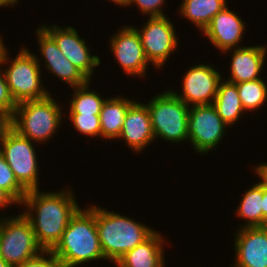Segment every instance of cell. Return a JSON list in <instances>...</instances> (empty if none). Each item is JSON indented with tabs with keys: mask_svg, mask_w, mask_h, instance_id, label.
<instances>
[{
	"mask_svg": "<svg viewBox=\"0 0 267 267\" xmlns=\"http://www.w3.org/2000/svg\"><path fill=\"white\" fill-rule=\"evenodd\" d=\"M40 26L55 40L62 54L90 81L93 80L94 72H97L94 70L96 67L99 68L102 60L99 56L91 54V46L87 45L86 38L80 37L73 26H50L45 23Z\"/></svg>",
	"mask_w": 267,
	"mask_h": 267,
	"instance_id": "7c38bea8",
	"label": "cell"
},
{
	"mask_svg": "<svg viewBox=\"0 0 267 267\" xmlns=\"http://www.w3.org/2000/svg\"><path fill=\"white\" fill-rule=\"evenodd\" d=\"M122 96H109L105 100L100 111L101 123V140H115L118 139L125 120V114L130 105L135 101V98ZM132 100H131V99Z\"/></svg>",
	"mask_w": 267,
	"mask_h": 267,
	"instance_id": "ffe728a7",
	"label": "cell"
},
{
	"mask_svg": "<svg viewBox=\"0 0 267 267\" xmlns=\"http://www.w3.org/2000/svg\"><path fill=\"white\" fill-rule=\"evenodd\" d=\"M182 76V91L170 90L189 107L195 105H210L214 102L223 74L213 65L205 63L194 64Z\"/></svg>",
	"mask_w": 267,
	"mask_h": 267,
	"instance_id": "8fae6325",
	"label": "cell"
},
{
	"mask_svg": "<svg viewBox=\"0 0 267 267\" xmlns=\"http://www.w3.org/2000/svg\"><path fill=\"white\" fill-rule=\"evenodd\" d=\"M12 129V114L0 107V144Z\"/></svg>",
	"mask_w": 267,
	"mask_h": 267,
	"instance_id": "4dcf8cb0",
	"label": "cell"
},
{
	"mask_svg": "<svg viewBox=\"0 0 267 267\" xmlns=\"http://www.w3.org/2000/svg\"><path fill=\"white\" fill-rule=\"evenodd\" d=\"M146 20L142 28L133 27L140 36L147 60L158 70L165 67L164 64L171 54H175L179 47V38L170 17H148Z\"/></svg>",
	"mask_w": 267,
	"mask_h": 267,
	"instance_id": "30bf717a",
	"label": "cell"
},
{
	"mask_svg": "<svg viewBox=\"0 0 267 267\" xmlns=\"http://www.w3.org/2000/svg\"><path fill=\"white\" fill-rule=\"evenodd\" d=\"M217 113L230 128L244 116L237 85L223 79L219 83L218 92L212 103Z\"/></svg>",
	"mask_w": 267,
	"mask_h": 267,
	"instance_id": "44dd1931",
	"label": "cell"
},
{
	"mask_svg": "<svg viewBox=\"0 0 267 267\" xmlns=\"http://www.w3.org/2000/svg\"><path fill=\"white\" fill-rule=\"evenodd\" d=\"M0 267H13L12 265L6 263L1 257H0Z\"/></svg>",
	"mask_w": 267,
	"mask_h": 267,
	"instance_id": "74e56055",
	"label": "cell"
},
{
	"mask_svg": "<svg viewBox=\"0 0 267 267\" xmlns=\"http://www.w3.org/2000/svg\"><path fill=\"white\" fill-rule=\"evenodd\" d=\"M246 22L227 5L219 11L201 32L220 53L244 47ZM244 35V36H243ZM244 37V38H243Z\"/></svg>",
	"mask_w": 267,
	"mask_h": 267,
	"instance_id": "9a60e30c",
	"label": "cell"
},
{
	"mask_svg": "<svg viewBox=\"0 0 267 267\" xmlns=\"http://www.w3.org/2000/svg\"><path fill=\"white\" fill-rule=\"evenodd\" d=\"M15 267H65V265L51 250H43L37 256Z\"/></svg>",
	"mask_w": 267,
	"mask_h": 267,
	"instance_id": "f1b7e54d",
	"label": "cell"
},
{
	"mask_svg": "<svg viewBox=\"0 0 267 267\" xmlns=\"http://www.w3.org/2000/svg\"><path fill=\"white\" fill-rule=\"evenodd\" d=\"M254 174L260 178L261 181L267 185V163L262 162L260 164L254 165Z\"/></svg>",
	"mask_w": 267,
	"mask_h": 267,
	"instance_id": "d6a6232c",
	"label": "cell"
},
{
	"mask_svg": "<svg viewBox=\"0 0 267 267\" xmlns=\"http://www.w3.org/2000/svg\"><path fill=\"white\" fill-rule=\"evenodd\" d=\"M68 186L52 192H43L40 188L28 190L19 205L43 250H52L56 246L69 220L80 208L74 191Z\"/></svg>",
	"mask_w": 267,
	"mask_h": 267,
	"instance_id": "6da1fadb",
	"label": "cell"
},
{
	"mask_svg": "<svg viewBox=\"0 0 267 267\" xmlns=\"http://www.w3.org/2000/svg\"><path fill=\"white\" fill-rule=\"evenodd\" d=\"M51 251L65 267H79L97 260L105 261L96 227L95 204L77 210L69 220L60 241Z\"/></svg>",
	"mask_w": 267,
	"mask_h": 267,
	"instance_id": "7a4b0ae2",
	"label": "cell"
},
{
	"mask_svg": "<svg viewBox=\"0 0 267 267\" xmlns=\"http://www.w3.org/2000/svg\"><path fill=\"white\" fill-rule=\"evenodd\" d=\"M3 38L0 36V68L2 67L4 56L8 51L7 46L5 45Z\"/></svg>",
	"mask_w": 267,
	"mask_h": 267,
	"instance_id": "e575fe53",
	"label": "cell"
},
{
	"mask_svg": "<svg viewBox=\"0 0 267 267\" xmlns=\"http://www.w3.org/2000/svg\"><path fill=\"white\" fill-rule=\"evenodd\" d=\"M263 226H267V185L262 182Z\"/></svg>",
	"mask_w": 267,
	"mask_h": 267,
	"instance_id": "836d02e7",
	"label": "cell"
},
{
	"mask_svg": "<svg viewBox=\"0 0 267 267\" xmlns=\"http://www.w3.org/2000/svg\"><path fill=\"white\" fill-rule=\"evenodd\" d=\"M163 233L155 231L143 243L126 252L115 264L116 267H166L164 252L167 245ZM165 246V247H164Z\"/></svg>",
	"mask_w": 267,
	"mask_h": 267,
	"instance_id": "d6986e66",
	"label": "cell"
},
{
	"mask_svg": "<svg viewBox=\"0 0 267 267\" xmlns=\"http://www.w3.org/2000/svg\"><path fill=\"white\" fill-rule=\"evenodd\" d=\"M229 76L226 79L232 83H243L264 77V65L267 58V45H246L241 48L229 49L223 55H230ZM261 75V76H260Z\"/></svg>",
	"mask_w": 267,
	"mask_h": 267,
	"instance_id": "ac0fdd59",
	"label": "cell"
},
{
	"mask_svg": "<svg viewBox=\"0 0 267 267\" xmlns=\"http://www.w3.org/2000/svg\"><path fill=\"white\" fill-rule=\"evenodd\" d=\"M95 218L102 252L105 260L112 264H116L126 252L143 243L156 231L130 216L96 204Z\"/></svg>",
	"mask_w": 267,
	"mask_h": 267,
	"instance_id": "3957f363",
	"label": "cell"
},
{
	"mask_svg": "<svg viewBox=\"0 0 267 267\" xmlns=\"http://www.w3.org/2000/svg\"><path fill=\"white\" fill-rule=\"evenodd\" d=\"M34 33L37 37L40 55L33 54L43 72L45 71L44 69H47L48 73L52 74L53 77L56 76L59 81L66 83V85L71 88L83 86L90 82V80L62 54L55 40L41 26H38ZM38 56H40L41 59ZM41 60L44 61L42 64L43 66H41ZM42 67L44 69H42Z\"/></svg>",
	"mask_w": 267,
	"mask_h": 267,
	"instance_id": "5bb4252c",
	"label": "cell"
},
{
	"mask_svg": "<svg viewBox=\"0 0 267 267\" xmlns=\"http://www.w3.org/2000/svg\"><path fill=\"white\" fill-rule=\"evenodd\" d=\"M107 1V0H106ZM111 1L110 3H113L115 5H118L119 7H124L126 0H108Z\"/></svg>",
	"mask_w": 267,
	"mask_h": 267,
	"instance_id": "8d00e7d4",
	"label": "cell"
},
{
	"mask_svg": "<svg viewBox=\"0 0 267 267\" xmlns=\"http://www.w3.org/2000/svg\"><path fill=\"white\" fill-rule=\"evenodd\" d=\"M228 126L217 113L213 104L190 106L187 133L188 143L201 156L209 154L225 138Z\"/></svg>",
	"mask_w": 267,
	"mask_h": 267,
	"instance_id": "9c48e42d",
	"label": "cell"
},
{
	"mask_svg": "<svg viewBox=\"0 0 267 267\" xmlns=\"http://www.w3.org/2000/svg\"><path fill=\"white\" fill-rule=\"evenodd\" d=\"M90 81L87 84L79 87H73L72 97L69 101V109L66 111L68 115H99L102 106L107 99L101 97V93L98 94L95 90H91ZM90 86V87H89ZM69 112V113H68Z\"/></svg>",
	"mask_w": 267,
	"mask_h": 267,
	"instance_id": "cb8c5ba5",
	"label": "cell"
},
{
	"mask_svg": "<svg viewBox=\"0 0 267 267\" xmlns=\"http://www.w3.org/2000/svg\"><path fill=\"white\" fill-rule=\"evenodd\" d=\"M120 27L109 37L110 53L123 73L130 78L137 76L143 79L148 74L150 63L145 56L140 36L133 24Z\"/></svg>",
	"mask_w": 267,
	"mask_h": 267,
	"instance_id": "4fadbf2b",
	"label": "cell"
},
{
	"mask_svg": "<svg viewBox=\"0 0 267 267\" xmlns=\"http://www.w3.org/2000/svg\"><path fill=\"white\" fill-rule=\"evenodd\" d=\"M0 215V257L13 267L22 264L43 249L38 244L30 221L22 214Z\"/></svg>",
	"mask_w": 267,
	"mask_h": 267,
	"instance_id": "52a82bcc",
	"label": "cell"
},
{
	"mask_svg": "<svg viewBox=\"0 0 267 267\" xmlns=\"http://www.w3.org/2000/svg\"><path fill=\"white\" fill-rule=\"evenodd\" d=\"M0 188L7 191L19 204L22 203L27 190L17 181L14 172L0 152Z\"/></svg>",
	"mask_w": 267,
	"mask_h": 267,
	"instance_id": "484cf974",
	"label": "cell"
},
{
	"mask_svg": "<svg viewBox=\"0 0 267 267\" xmlns=\"http://www.w3.org/2000/svg\"><path fill=\"white\" fill-rule=\"evenodd\" d=\"M181 2L178 7L180 17L189 20L200 33L228 4V0H182Z\"/></svg>",
	"mask_w": 267,
	"mask_h": 267,
	"instance_id": "7402d4cb",
	"label": "cell"
},
{
	"mask_svg": "<svg viewBox=\"0 0 267 267\" xmlns=\"http://www.w3.org/2000/svg\"><path fill=\"white\" fill-rule=\"evenodd\" d=\"M20 2V0H0V8H7L12 6L15 7L18 3Z\"/></svg>",
	"mask_w": 267,
	"mask_h": 267,
	"instance_id": "d590c367",
	"label": "cell"
},
{
	"mask_svg": "<svg viewBox=\"0 0 267 267\" xmlns=\"http://www.w3.org/2000/svg\"><path fill=\"white\" fill-rule=\"evenodd\" d=\"M70 124L75 131L88 138H101V123L99 115H68Z\"/></svg>",
	"mask_w": 267,
	"mask_h": 267,
	"instance_id": "4316f807",
	"label": "cell"
},
{
	"mask_svg": "<svg viewBox=\"0 0 267 267\" xmlns=\"http://www.w3.org/2000/svg\"><path fill=\"white\" fill-rule=\"evenodd\" d=\"M265 80L260 78L236 84L242 107L246 113H255L266 105L267 82Z\"/></svg>",
	"mask_w": 267,
	"mask_h": 267,
	"instance_id": "d4e9b609",
	"label": "cell"
},
{
	"mask_svg": "<svg viewBox=\"0 0 267 267\" xmlns=\"http://www.w3.org/2000/svg\"><path fill=\"white\" fill-rule=\"evenodd\" d=\"M125 142L132 153H142L148 145L155 142L151 117L147 105L137 99L130 105L121 133L117 139Z\"/></svg>",
	"mask_w": 267,
	"mask_h": 267,
	"instance_id": "e0dca14e",
	"label": "cell"
},
{
	"mask_svg": "<svg viewBox=\"0 0 267 267\" xmlns=\"http://www.w3.org/2000/svg\"><path fill=\"white\" fill-rule=\"evenodd\" d=\"M230 267H267V226L236 228Z\"/></svg>",
	"mask_w": 267,
	"mask_h": 267,
	"instance_id": "2e32d148",
	"label": "cell"
},
{
	"mask_svg": "<svg viewBox=\"0 0 267 267\" xmlns=\"http://www.w3.org/2000/svg\"><path fill=\"white\" fill-rule=\"evenodd\" d=\"M52 96L51 92L46 98L18 103L12 114V129L39 144L53 139L66 116L62 104Z\"/></svg>",
	"mask_w": 267,
	"mask_h": 267,
	"instance_id": "277c9868",
	"label": "cell"
},
{
	"mask_svg": "<svg viewBox=\"0 0 267 267\" xmlns=\"http://www.w3.org/2000/svg\"><path fill=\"white\" fill-rule=\"evenodd\" d=\"M9 51L3 60V71L12 97L18 104L27 100L46 98L50 91L44 85L43 72L32 50L20 47L18 54L11 58ZM6 65V66H5Z\"/></svg>",
	"mask_w": 267,
	"mask_h": 267,
	"instance_id": "5b68a950",
	"label": "cell"
},
{
	"mask_svg": "<svg viewBox=\"0 0 267 267\" xmlns=\"http://www.w3.org/2000/svg\"><path fill=\"white\" fill-rule=\"evenodd\" d=\"M36 142L18 134L11 129L2 143L0 152L10 166L17 181L28 191L39 189L40 167L38 166V154L34 145ZM36 148V149H35ZM40 175V176H39Z\"/></svg>",
	"mask_w": 267,
	"mask_h": 267,
	"instance_id": "ba28073f",
	"label": "cell"
},
{
	"mask_svg": "<svg viewBox=\"0 0 267 267\" xmlns=\"http://www.w3.org/2000/svg\"><path fill=\"white\" fill-rule=\"evenodd\" d=\"M17 103L11 95L9 86L2 67L0 68V107L6 109L11 114L14 113Z\"/></svg>",
	"mask_w": 267,
	"mask_h": 267,
	"instance_id": "f546056e",
	"label": "cell"
},
{
	"mask_svg": "<svg viewBox=\"0 0 267 267\" xmlns=\"http://www.w3.org/2000/svg\"><path fill=\"white\" fill-rule=\"evenodd\" d=\"M13 205H20L7 191L0 188V211L5 212L9 207Z\"/></svg>",
	"mask_w": 267,
	"mask_h": 267,
	"instance_id": "1f68e13d",
	"label": "cell"
},
{
	"mask_svg": "<svg viewBox=\"0 0 267 267\" xmlns=\"http://www.w3.org/2000/svg\"><path fill=\"white\" fill-rule=\"evenodd\" d=\"M151 117L155 140L187 143L188 116L190 107L169 88L159 92L146 102Z\"/></svg>",
	"mask_w": 267,
	"mask_h": 267,
	"instance_id": "8992f818",
	"label": "cell"
},
{
	"mask_svg": "<svg viewBox=\"0 0 267 267\" xmlns=\"http://www.w3.org/2000/svg\"><path fill=\"white\" fill-rule=\"evenodd\" d=\"M260 180V181H259ZM252 183L251 187L243 192V196L238 203L236 212L243 223L237 228L263 226V204H262V181Z\"/></svg>",
	"mask_w": 267,
	"mask_h": 267,
	"instance_id": "603a6c76",
	"label": "cell"
},
{
	"mask_svg": "<svg viewBox=\"0 0 267 267\" xmlns=\"http://www.w3.org/2000/svg\"><path fill=\"white\" fill-rule=\"evenodd\" d=\"M167 0H126L124 7L137 6V10L140 11L145 17H161L166 16L163 12Z\"/></svg>",
	"mask_w": 267,
	"mask_h": 267,
	"instance_id": "83f0119b",
	"label": "cell"
}]
</instances>
